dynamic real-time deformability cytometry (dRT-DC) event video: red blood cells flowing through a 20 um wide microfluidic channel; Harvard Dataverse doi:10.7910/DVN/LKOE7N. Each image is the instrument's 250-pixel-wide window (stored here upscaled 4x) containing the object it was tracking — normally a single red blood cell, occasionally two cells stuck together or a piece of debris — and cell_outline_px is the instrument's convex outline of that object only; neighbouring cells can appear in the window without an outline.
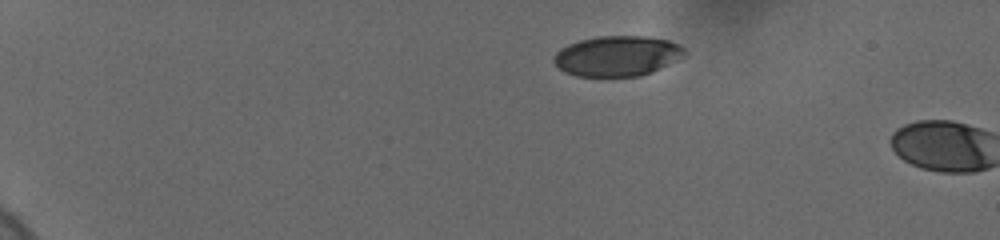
{"species": "human", "species_latin": "Homo sapiens", "temperature_condition": "cold", "stored_images_in_passage": 4, "camera_frame_rate_fps": 3000, "um_per_image_px": 0.085, "donor": {"sex": "female"}, "frame": {"image": 1, "passage_image": 1, "time_ms": 0.0, "image_size_px": [1000, 240], "cell_outline_px": [[684, 52], [668, 64], [652, 72], [640, 76], [576, 76], [564, 72], [552, 60], [556, 52], [560, 48], [568, 44], [580, 40], [600, 36], [648, 36], [668, 40], [684, 48]], "centroid_in_image_um": [52.39, 4.75], "position_along_channel_um": 32.6, "area_um2": 30.35}}